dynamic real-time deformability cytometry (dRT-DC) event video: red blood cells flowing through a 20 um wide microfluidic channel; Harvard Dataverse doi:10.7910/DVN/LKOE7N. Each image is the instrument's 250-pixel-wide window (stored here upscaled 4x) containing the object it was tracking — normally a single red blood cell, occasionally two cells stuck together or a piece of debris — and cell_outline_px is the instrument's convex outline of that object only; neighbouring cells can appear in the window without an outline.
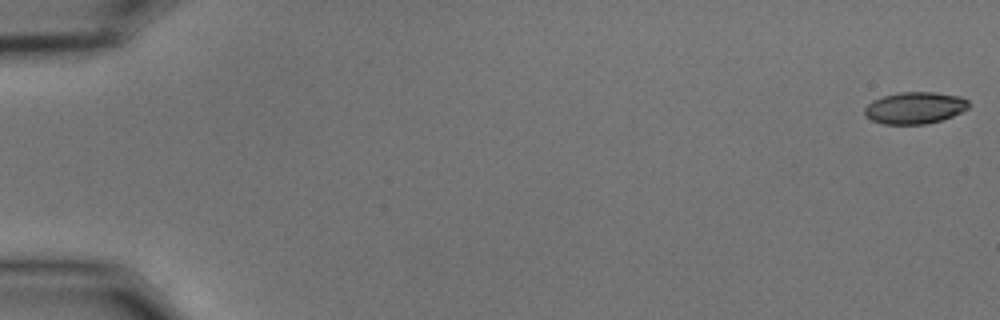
{"species": "common noctule bat (a hibernating species)", "species_latin": "Nyctalus noctula", "temperature_condition": "cold", "stored_images_in_passage": 10, "camera_frame_rate_fps": 3000, "um_per_image_px": 0.085, "animal": {"sex": "male", "body_mass_g": 15.6}, "frame": {"image": 1, "passage_image": 1, "time_ms": 0.0, "image_size_px": [1000, 320], "cell_outline_px": [[968, 108], [952, 116], [940, 120], [924, 124], [884, 124], [872, 120], [864, 116], [864, 108], [872, 100], [884, 96], [900, 92], [936, 92], [960, 96], [968, 100]], "centroid_in_image_um": [77.74, 9.16], "position_along_channel_um": 7.3, "area_um2": 19.25}}